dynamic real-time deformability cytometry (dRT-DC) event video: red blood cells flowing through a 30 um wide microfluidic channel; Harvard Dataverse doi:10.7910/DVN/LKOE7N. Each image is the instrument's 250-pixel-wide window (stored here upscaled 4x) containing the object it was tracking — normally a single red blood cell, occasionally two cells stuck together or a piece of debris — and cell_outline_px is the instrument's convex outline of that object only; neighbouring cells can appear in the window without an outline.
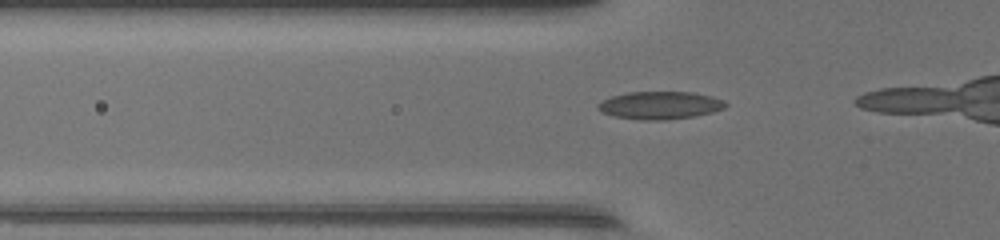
{"species": "common noctule bat (a hibernating species)", "species_latin": "Nyctalus noctula", "temperature_condition": "warm", "stored_images_in_passage": 12, "camera_frame_rate_fps": 3000, "um_per_image_px": 0.085, "animal": {"sex": "female", "body_mass_g": 17.0, "forearm_length_mm": 48.0}, "frame": {"image": 1, "passage_image": 9, "time_ms": 2.667, "image_size_px": [1000, 240], "cell_outline_px": [[728, 104], [724, 108], [712, 112], [696, 116], [664, 120], [640, 120], [616, 116], [604, 112], [596, 108], [596, 104], [612, 96], [628, 92], [692, 92], [712, 96], [724, 100]], "centroid_in_image_um": [56.13, 8.95], "position_along_channel_um": 69.7, "area_um2": 20.58}}